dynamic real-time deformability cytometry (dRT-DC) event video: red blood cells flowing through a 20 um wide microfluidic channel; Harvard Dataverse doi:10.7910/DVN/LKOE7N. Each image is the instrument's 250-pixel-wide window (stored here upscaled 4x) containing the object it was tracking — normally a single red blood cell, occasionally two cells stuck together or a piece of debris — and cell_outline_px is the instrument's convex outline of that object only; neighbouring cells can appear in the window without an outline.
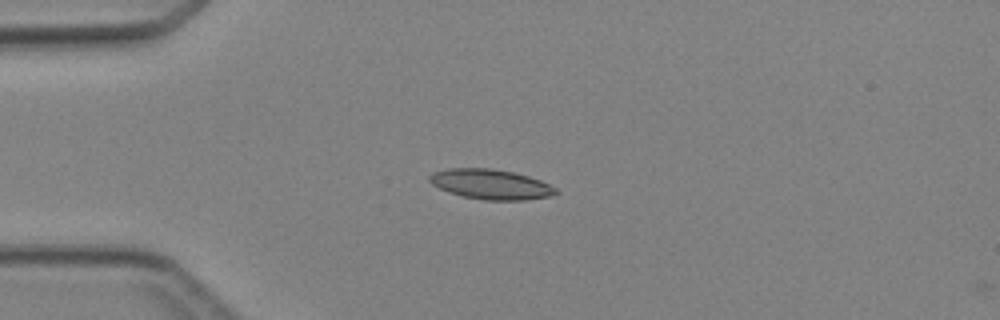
{"species": "Egyptian fruit bat (a non-hibernating species)", "species_latin": "Rousettus aegyptiacus", "temperature_condition": "cold", "stored_images_in_passage": 4, "camera_frame_rate_fps": 3000, "um_per_image_px": 0.085, "animal": {"sex": "female"}, "frame": {"image": 1, "passage_image": 3, "time_ms": 2.333, "image_size_px": [1000, 320], "cell_outline_px": [[560, 192], [552, 196], [524, 200], [484, 200], [464, 196], [448, 192], [432, 184], [428, 180], [428, 176], [432, 172], [448, 168], [492, 168], [512, 172], [528, 176], [540, 180], [556, 188]], "centroid_in_image_um": [41.71, 15.66], "position_along_channel_um": 43.3, "area_um2": 22.14}}
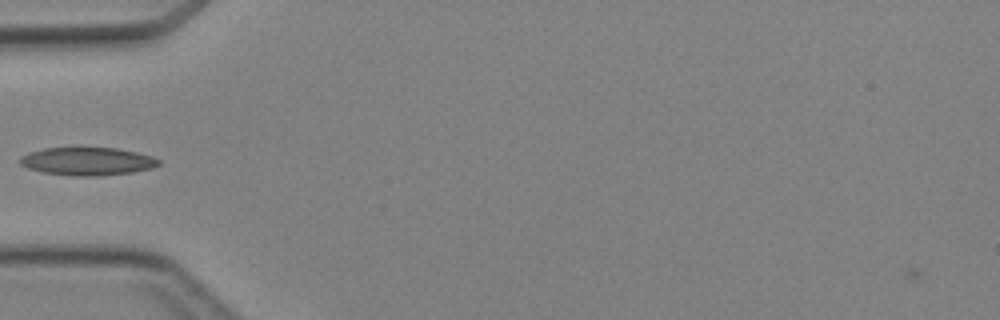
{"frame": {"image": 2, "passage_image": 4, "time_ms": 3.667, "image_size_px": [1000, 320], "cell_outline_px": [[160, 164], [152, 168], [132, 172], [96, 176], [80, 176], [44, 172], [28, 168], [20, 164], [20, 156], [28, 152], [44, 148], [76, 144], [116, 148], [136, 152], [152, 156], [160, 160]], "centroid_in_image_um": [7.4, 13.65], "position_along_channel_um": 77.6, "area_um2": 23.47}}